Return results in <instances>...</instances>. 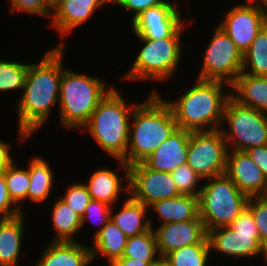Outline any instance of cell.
I'll return each instance as SVG.
<instances>
[{"instance_id":"28","label":"cell","mask_w":267,"mask_h":266,"mask_svg":"<svg viewBox=\"0 0 267 266\" xmlns=\"http://www.w3.org/2000/svg\"><path fill=\"white\" fill-rule=\"evenodd\" d=\"M242 72L253 76L267 77V24L243 53Z\"/></svg>"},{"instance_id":"35","label":"cell","mask_w":267,"mask_h":266,"mask_svg":"<svg viewBox=\"0 0 267 266\" xmlns=\"http://www.w3.org/2000/svg\"><path fill=\"white\" fill-rule=\"evenodd\" d=\"M111 207L109 204L91 199L86 206L84 215L81 217V225L83 227L85 221L91 220L96 225L101 227L96 231L94 237L101 231V229L109 222L111 218Z\"/></svg>"},{"instance_id":"3","label":"cell","mask_w":267,"mask_h":266,"mask_svg":"<svg viewBox=\"0 0 267 266\" xmlns=\"http://www.w3.org/2000/svg\"><path fill=\"white\" fill-rule=\"evenodd\" d=\"M225 84L230 88L223 81L197 79L176 101H168L177 127L191 132L221 129L224 107L230 97V92H222Z\"/></svg>"},{"instance_id":"13","label":"cell","mask_w":267,"mask_h":266,"mask_svg":"<svg viewBox=\"0 0 267 266\" xmlns=\"http://www.w3.org/2000/svg\"><path fill=\"white\" fill-rule=\"evenodd\" d=\"M266 24L267 19L260 3L249 2L230 9L224 22L218 26L224 30L243 54Z\"/></svg>"},{"instance_id":"23","label":"cell","mask_w":267,"mask_h":266,"mask_svg":"<svg viewBox=\"0 0 267 266\" xmlns=\"http://www.w3.org/2000/svg\"><path fill=\"white\" fill-rule=\"evenodd\" d=\"M154 209L161 220V224L186 222L195 220L199 216L198 197L180 195L174 198L162 199L148 206Z\"/></svg>"},{"instance_id":"1","label":"cell","mask_w":267,"mask_h":266,"mask_svg":"<svg viewBox=\"0 0 267 266\" xmlns=\"http://www.w3.org/2000/svg\"><path fill=\"white\" fill-rule=\"evenodd\" d=\"M64 48L65 44L59 42L39 63L29 64L24 93L17 105L18 129L23 141L49 119L52 105L59 103Z\"/></svg>"},{"instance_id":"19","label":"cell","mask_w":267,"mask_h":266,"mask_svg":"<svg viewBox=\"0 0 267 266\" xmlns=\"http://www.w3.org/2000/svg\"><path fill=\"white\" fill-rule=\"evenodd\" d=\"M90 247L80 242H51L35 266H88L92 263Z\"/></svg>"},{"instance_id":"33","label":"cell","mask_w":267,"mask_h":266,"mask_svg":"<svg viewBox=\"0 0 267 266\" xmlns=\"http://www.w3.org/2000/svg\"><path fill=\"white\" fill-rule=\"evenodd\" d=\"M171 176L180 194L199 197L201 188L195 187L203 179L187 163L176 167Z\"/></svg>"},{"instance_id":"47","label":"cell","mask_w":267,"mask_h":266,"mask_svg":"<svg viewBox=\"0 0 267 266\" xmlns=\"http://www.w3.org/2000/svg\"><path fill=\"white\" fill-rule=\"evenodd\" d=\"M248 1L252 3H260L261 0H248Z\"/></svg>"},{"instance_id":"7","label":"cell","mask_w":267,"mask_h":266,"mask_svg":"<svg viewBox=\"0 0 267 266\" xmlns=\"http://www.w3.org/2000/svg\"><path fill=\"white\" fill-rule=\"evenodd\" d=\"M186 24H183L171 37L147 39L136 36L144 46L136 56L131 70L124 79L165 80L171 78L181 59V36Z\"/></svg>"},{"instance_id":"32","label":"cell","mask_w":267,"mask_h":266,"mask_svg":"<svg viewBox=\"0 0 267 266\" xmlns=\"http://www.w3.org/2000/svg\"><path fill=\"white\" fill-rule=\"evenodd\" d=\"M28 68L29 63L0 59V92L23 90Z\"/></svg>"},{"instance_id":"34","label":"cell","mask_w":267,"mask_h":266,"mask_svg":"<svg viewBox=\"0 0 267 266\" xmlns=\"http://www.w3.org/2000/svg\"><path fill=\"white\" fill-rule=\"evenodd\" d=\"M246 208L252 213L260 242L267 250V202L260 196L248 198Z\"/></svg>"},{"instance_id":"18","label":"cell","mask_w":267,"mask_h":266,"mask_svg":"<svg viewBox=\"0 0 267 266\" xmlns=\"http://www.w3.org/2000/svg\"><path fill=\"white\" fill-rule=\"evenodd\" d=\"M108 3L111 0H63L52 12L51 26L64 37L90 18L96 9Z\"/></svg>"},{"instance_id":"27","label":"cell","mask_w":267,"mask_h":266,"mask_svg":"<svg viewBox=\"0 0 267 266\" xmlns=\"http://www.w3.org/2000/svg\"><path fill=\"white\" fill-rule=\"evenodd\" d=\"M30 185L27 191V198L40 203L48 198L53 182V173L48 162L40 157L31 160L28 166Z\"/></svg>"},{"instance_id":"16","label":"cell","mask_w":267,"mask_h":266,"mask_svg":"<svg viewBox=\"0 0 267 266\" xmlns=\"http://www.w3.org/2000/svg\"><path fill=\"white\" fill-rule=\"evenodd\" d=\"M231 151L228 149L225 174L248 198L261 196L267 186L263 172L245 151Z\"/></svg>"},{"instance_id":"37","label":"cell","mask_w":267,"mask_h":266,"mask_svg":"<svg viewBox=\"0 0 267 266\" xmlns=\"http://www.w3.org/2000/svg\"><path fill=\"white\" fill-rule=\"evenodd\" d=\"M11 205L15 206L16 204L10 198L8 188L6 186L5 174L4 172H0V219L12 218L24 213L20 209L21 206L11 207Z\"/></svg>"},{"instance_id":"29","label":"cell","mask_w":267,"mask_h":266,"mask_svg":"<svg viewBox=\"0 0 267 266\" xmlns=\"http://www.w3.org/2000/svg\"><path fill=\"white\" fill-rule=\"evenodd\" d=\"M122 257L134 258L144 262H156L161 256L158 252L154 229L137 236L129 237Z\"/></svg>"},{"instance_id":"15","label":"cell","mask_w":267,"mask_h":266,"mask_svg":"<svg viewBox=\"0 0 267 266\" xmlns=\"http://www.w3.org/2000/svg\"><path fill=\"white\" fill-rule=\"evenodd\" d=\"M154 233L161 257L182 247L209 244L207 231L200 216L191 221L161 224Z\"/></svg>"},{"instance_id":"9","label":"cell","mask_w":267,"mask_h":266,"mask_svg":"<svg viewBox=\"0 0 267 266\" xmlns=\"http://www.w3.org/2000/svg\"><path fill=\"white\" fill-rule=\"evenodd\" d=\"M210 250L234 257H253L260 254L267 261V250L260 236L252 213L245 208L230 226L207 231Z\"/></svg>"},{"instance_id":"42","label":"cell","mask_w":267,"mask_h":266,"mask_svg":"<svg viewBox=\"0 0 267 266\" xmlns=\"http://www.w3.org/2000/svg\"><path fill=\"white\" fill-rule=\"evenodd\" d=\"M154 262H144L129 257H121L110 266H151Z\"/></svg>"},{"instance_id":"44","label":"cell","mask_w":267,"mask_h":266,"mask_svg":"<svg viewBox=\"0 0 267 266\" xmlns=\"http://www.w3.org/2000/svg\"><path fill=\"white\" fill-rule=\"evenodd\" d=\"M151 266H171V265H170V263L164 257H160Z\"/></svg>"},{"instance_id":"2","label":"cell","mask_w":267,"mask_h":266,"mask_svg":"<svg viewBox=\"0 0 267 266\" xmlns=\"http://www.w3.org/2000/svg\"><path fill=\"white\" fill-rule=\"evenodd\" d=\"M132 120L126 156L122 159L128 166L143 162L178 128L171 107L156 91L135 106Z\"/></svg>"},{"instance_id":"30","label":"cell","mask_w":267,"mask_h":266,"mask_svg":"<svg viewBox=\"0 0 267 266\" xmlns=\"http://www.w3.org/2000/svg\"><path fill=\"white\" fill-rule=\"evenodd\" d=\"M209 244H194L168 253L164 258L171 266H207Z\"/></svg>"},{"instance_id":"10","label":"cell","mask_w":267,"mask_h":266,"mask_svg":"<svg viewBox=\"0 0 267 266\" xmlns=\"http://www.w3.org/2000/svg\"><path fill=\"white\" fill-rule=\"evenodd\" d=\"M227 142L220 129L190 131L187 164L203 179L225 174Z\"/></svg>"},{"instance_id":"11","label":"cell","mask_w":267,"mask_h":266,"mask_svg":"<svg viewBox=\"0 0 267 266\" xmlns=\"http://www.w3.org/2000/svg\"><path fill=\"white\" fill-rule=\"evenodd\" d=\"M202 61L198 79L223 81L231 85L242 72L243 54L217 25Z\"/></svg>"},{"instance_id":"36","label":"cell","mask_w":267,"mask_h":266,"mask_svg":"<svg viewBox=\"0 0 267 266\" xmlns=\"http://www.w3.org/2000/svg\"><path fill=\"white\" fill-rule=\"evenodd\" d=\"M67 205L82 217L86 206L92 199L85 184L77 183L68 185L67 192L63 198Z\"/></svg>"},{"instance_id":"41","label":"cell","mask_w":267,"mask_h":266,"mask_svg":"<svg viewBox=\"0 0 267 266\" xmlns=\"http://www.w3.org/2000/svg\"><path fill=\"white\" fill-rule=\"evenodd\" d=\"M10 148L9 144L0 140V172H4L14 162Z\"/></svg>"},{"instance_id":"40","label":"cell","mask_w":267,"mask_h":266,"mask_svg":"<svg viewBox=\"0 0 267 266\" xmlns=\"http://www.w3.org/2000/svg\"><path fill=\"white\" fill-rule=\"evenodd\" d=\"M267 179V145L249 148L245 151Z\"/></svg>"},{"instance_id":"45","label":"cell","mask_w":267,"mask_h":266,"mask_svg":"<svg viewBox=\"0 0 267 266\" xmlns=\"http://www.w3.org/2000/svg\"><path fill=\"white\" fill-rule=\"evenodd\" d=\"M260 6L262 8V11L267 19V0H261L260 1Z\"/></svg>"},{"instance_id":"8","label":"cell","mask_w":267,"mask_h":266,"mask_svg":"<svg viewBox=\"0 0 267 266\" xmlns=\"http://www.w3.org/2000/svg\"><path fill=\"white\" fill-rule=\"evenodd\" d=\"M222 123L228 124V131L220 130L227 147L232 144L231 150L246 151L267 145V114L241 105L231 96L226 101Z\"/></svg>"},{"instance_id":"31","label":"cell","mask_w":267,"mask_h":266,"mask_svg":"<svg viewBox=\"0 0 267 266\" xmlns=\"http://www.w3.org/2000/svg\"><path fill=\"white\" fill-rule=\"evenodd\" d=\"M5 181L12 201L19 206V202L27 199V191L30 185L29 169H20L13 162L5 171Z\"/></svg>"},{"instance_id":"6","label":"cell","mask_w":267,"mask_h":266,"mask_svg":"<svg viewBox=\"0 0 267 266\" xmlns=\"http://www.w3.org/2000/svg\"><path fill=\"white\" fill-rule=\"evenodd\" d=\"M208 180L198 197L199 216L206 231L230 226L246 208L248 197L226 175Z\"/></svg>"},{"instance_id":"4","label":"cell","mask_w":267,"mask_h":266,"mask_svg":"<svg viewBox=\"0 0 267 266\" xmlns=\"http://www.w3.org/2000/svg\"><path fill=\"white\" fill-rule=\"evenodd\" d=\"M135 105L127 106L114 87L99 102L88 123L82 128L94 138L106 153L122 160L129 143V119Z\"/></svg>"},{"instance_id":"22","label":"cell","mask_w":267,"mask_h":266,"mask_svg":"<svg viewBox=\"0 0 267 266\" xmlns=\"http://www.w3.org/2000/svg\"><path fill=\"white\" fill-rule=\"evenodd\" d=\"M24 214L0 219V266H18Z\"/></svg>"},{"instance_id":"5","label":"cell","mask_w":267,"mask_h":266,"mask_svg":"<svg viewBox=\"0 0 267 266\" xmlns=\"http://www.w3.org/2000/svg\"><path fill=\"white\" fill-rule=\"evenodd\" d=\"M94 76L63 70L59 90L60 121L67 129L83 128L99 102L113 88Z\"/></svg>"},{"instance_id":"14","label":"cell","mask_w":267,"mask_h":266,"mask_svg":"<svg viewBox=\"0 0 267 266\" xmlns=\"http://www.w3.org/2000/svg\"><path fill=\"white\" fill-rule=\"evenodd\" d=\"M178 7L169 1L148 8L132 20L136 36L147 39L171 37L184 23Z\"/></svg>"},{"instance_id":"39","label":"cell","mask_w":267,"mask_h":266,"mask_svg":"<svg viewBox=\"0 0 267 266\" xmlns=\"http://www.w3.org/2000/svg\"><path fill=\"white\" fill-rule=\"evenodd\" d=\"M166 0H111L128 11L133 12L132 20L148 8L163 4Z\"/></svg>"},{"instance_id":"38","label":"cell","mask_w":267,"mask_h":266,"mask_svg":"<svg viewBox=\"0 0 267 266\" xmlns=\"http://www.w3.org/2000/svg\"><path fill=\"white\" fill-rule=\"evenodd\" d=\"M11 10L27 12L28 14L52 16V12L47 8L45 0H10Z\"/></svg>"},{"instance_id":"21","label":"cell","mask_w":267,"mask_h":266,"mask_svg":"<svg viewBox=\"0 0 267 266\" xmlns=\"http://www.w3.org/2000/svg\"><path fill=\"white\" fill-rule=\"evenodd\" d=\"M230 87L236 92L230 96L239 104L267 114V77L241 72Z\"/></svg>"},{"instance_id":"46","label":"cell","mask_w":267,"mask_h":266,"mask_svg":"<svg viewBox=\"0 0 267 266\" xmlns=\"http://www.w3.org/2000/svg\"><path fill=\"white\" fill-rule=\"evenodd\" d=\"M265 202H267V186L264 190V192L262 193V195L260 196Z\"/></svg>"},{"instance_id":"17","label":"cell","mask_w":267,"mask_h":266,"mask_svg":"<svg viewBox=\"0 0 267 266\" xmlns=\"http://www.w3.org/2000/svg\"><path fill=\"white\" fill-rule=\"evenodd\" d=\"M190 131L177 128L143 163L154 171L171 173L186 164Z\"/></svg>"},{"instance_id":"26","label":"cell","mask_w":267,"mask_h":266,"mask_svg":"<svg viewBox=\"0 0 267 266\" xmlns=\"http://www.w3.org/2000/svg\"><path fill=\"white\" fill-rule=\"evenodd\" d=\"M51 219L56 235L53 242H78L74 234L82 228L81 217L61 198L55 202Z\"/></svg>"},{"instance_id":"43","label":"cell","mask_w":267,"mask_h":266,"mask_svg":"<svg viewBox=\"0 0 267 266\" xmlns=\"http://www.w3.org/2000/svg\"><path fill=\"white\" fill-rule=\"evenodd\" d=\"M63 0H45L47 8L53 12L62 3Z\"/></svg>"},{"instance_id":"20","label":"cell","mask_w":267,"mask_h":266,"mask_svg":"<svg viewBox=\"0 0 267 266\" xmlns=\"http://www.w3.org/2000/svg\"><path fill=\"white\" fill-rule=\"evenodd\" d=\"M118 161L126 172L127 185H124L123 178L119 179L114 171L107 168L97 170L89 177L88 183L85 184L93 200L102 201L113 206L112 204L119 200L118 196L122 187L129 194V166L123 160L118 159Z\"/></svg>"},{"instance_id":"12","label":"cell","mask_w":267,"mask_h":266,"mask_svg":"<svg viewBox=\"0 0 267 266\" xmlns=\"http://www.w3.org/2000/svg\"><path fill=\"white\" fill-rule=\"evenodd\" d=\"M145 206L153 202L180 196L171 173L154 171L143 162L129 166V194Z\"/></svg>"},{"instance_id":"25","label":"cell","mask_w":267,"mask_h":266,"mask_svg":"<svg viewBox=\"0 0 267 266\" xmlns=\"http://www.w3.org/2000/svg\"><path fill=\"white\" fill-rule=\"evenodd\" d=\"M93 238L94 247L90 248L92 259L102 254L107 257L108 266L123 256L128 239L111 219Z\"/></svg>"},{"instance_id":"24","label":"cell","mask_w":267,"mask_h":266,"mask_svg":"<svg viewBox=\"0 0 267 266\" xmlns=\"http://www.w3.org/2000/svg\"><path fill=\"white\" fill-rule=\"evenodd\" d=\"M148 206L132 199L130 196L124 202L121 211L112 214L111 220L129 238L149 231L152 227L151 220H145Z\"/></svg>"}]
</instances>
